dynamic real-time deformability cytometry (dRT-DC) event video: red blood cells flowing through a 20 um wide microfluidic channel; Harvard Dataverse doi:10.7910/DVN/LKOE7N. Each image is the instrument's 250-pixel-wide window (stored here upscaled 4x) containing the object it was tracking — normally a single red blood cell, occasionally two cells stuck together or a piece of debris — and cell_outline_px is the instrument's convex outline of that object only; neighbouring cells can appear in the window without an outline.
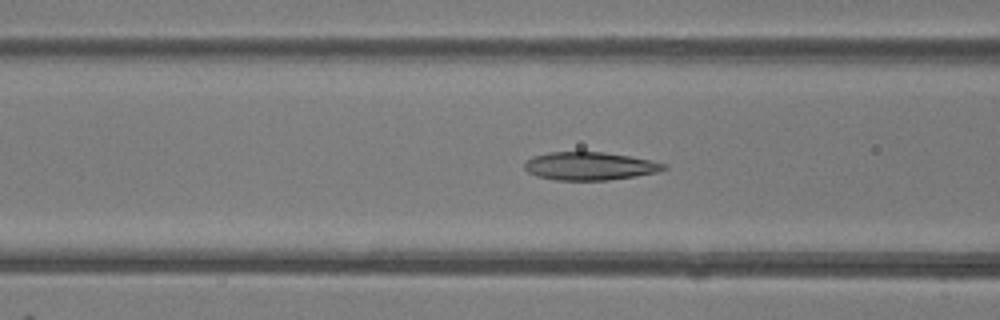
{"species": "common noctule bat (a hibernating species)", "species_latin": "Nyctalus noctula", "temperature_condition": "room temperature", "stored_images_in_passage": 48, "camera_frame_rate_fps": 3000, "um_per_image_px": 0.085, "animal": {"sex": "female"}, "frame": {"image": 1, "passage_image": 19, "time_ms": 6.0, "image_size_px": [1000, 320], "cell_outline_px": [[668, 168], [660, 172], [636, 176], [608, 180], [556, 180], [536, 176], [528, 172], [524, 168], [524, 164], [532, 156], [548, 152], [604, 152], [628, 156], [668, 164]], "centroid_in_image_um": [50.14, 14.12], "position_along_channel_um": 116.5, "area_um2": 22.83}}
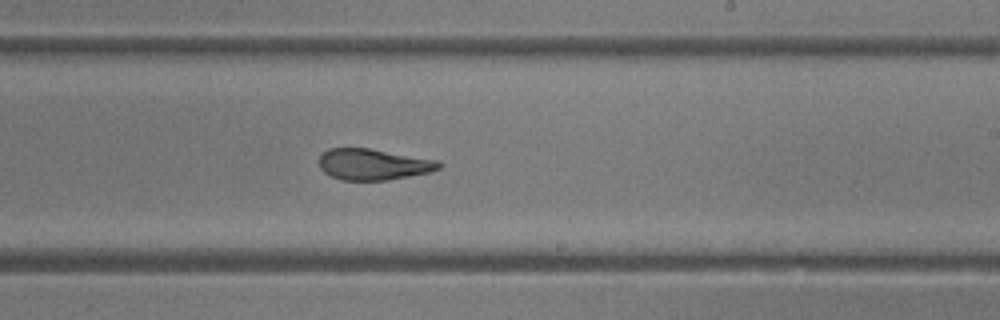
{"frame": {"image": 2, "passage_image": 29, "time_ms": 9.333, "image_size_px": [1000, 320], "cell_outline_px": [[440, 168], [428, 172], [388, 180], [340, 180], [324, 172], [320, 168], [320, 156], [328, 148], [368, 148], [440, 160]], "centroid_in_image_um": [31.73, 13.96], "position_along_channel_um": 257.3, "area_um2": 21.62}}
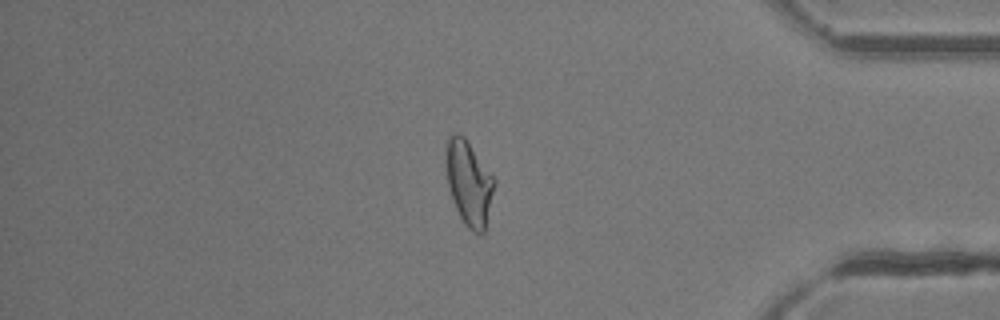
{"frame": {"image": 3, "passage_image": 41, "time_ms": 13.333, "image_size_px": [1000, 320], "cell_outline_px": [[496, 184], [484, 232], [480, 236], [472, 232], [464, 224], [456, 208], [448, 188], [444, 160], [448, 136], [456, 132], [460, 132], [464, 136], [496, 180]], "centroid_in_image_um": [39.84, 15.55], "position_along_channel_um": 395.4, "area_um2": 24.22}, "authors_computed_cell_mechanics": {"area_um2": 24.0448, "velocity_mm_per_s": 4.2231, "shape_relaxation_time_tau1_ms": 7.4792, "shape_relaxation_time_tau2_ms": 1.785, "deformation_change_tau1": 0.2343, "deformation_change_tau2": 0.0923}}